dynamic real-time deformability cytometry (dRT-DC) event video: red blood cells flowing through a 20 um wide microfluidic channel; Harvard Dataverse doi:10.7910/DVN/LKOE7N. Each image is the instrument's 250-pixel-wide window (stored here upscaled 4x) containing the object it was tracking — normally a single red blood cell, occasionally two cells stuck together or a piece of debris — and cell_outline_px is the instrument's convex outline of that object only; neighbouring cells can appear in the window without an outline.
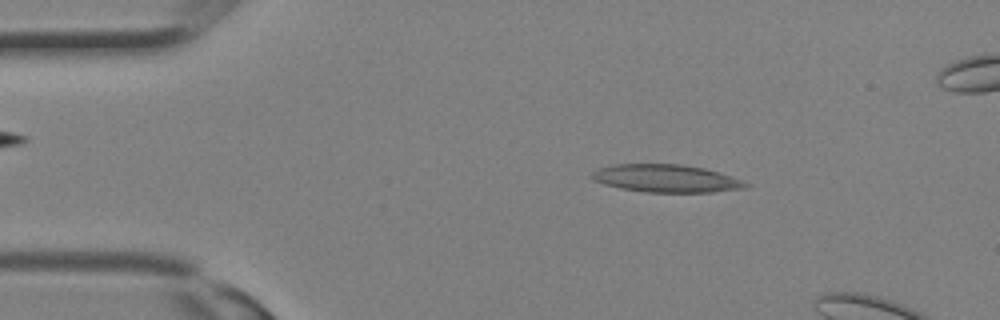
{"species": "Egyptian fruit bat (a non-hibernating species)", "species_latin": "Rousettus aegyptiacus", "temperature_condition": "room temperature", "stored_images_in_passage": 8, "camera_frame_rate_fps": 3000, "um_per_image_px": 0.085, "animal": {"sex": "female"}, "frame": {"image": 1, "passage_image": 4, "time_ms": 1.0, "image_size_px": [1000, 320], "cell_outline_px": [[752, 184], [748, 188], [712, 192], [644, 192], [620, 188], [604, 184], [592, 180], [588, 176], [596, 168], [612, 164], [680, 164], [704, 168], [720, 172], [744, 180]], "centroid_in_image_um": [56.62, 15.16], "position_along_channel_um": 28.4, "area_um2": 25.32}}